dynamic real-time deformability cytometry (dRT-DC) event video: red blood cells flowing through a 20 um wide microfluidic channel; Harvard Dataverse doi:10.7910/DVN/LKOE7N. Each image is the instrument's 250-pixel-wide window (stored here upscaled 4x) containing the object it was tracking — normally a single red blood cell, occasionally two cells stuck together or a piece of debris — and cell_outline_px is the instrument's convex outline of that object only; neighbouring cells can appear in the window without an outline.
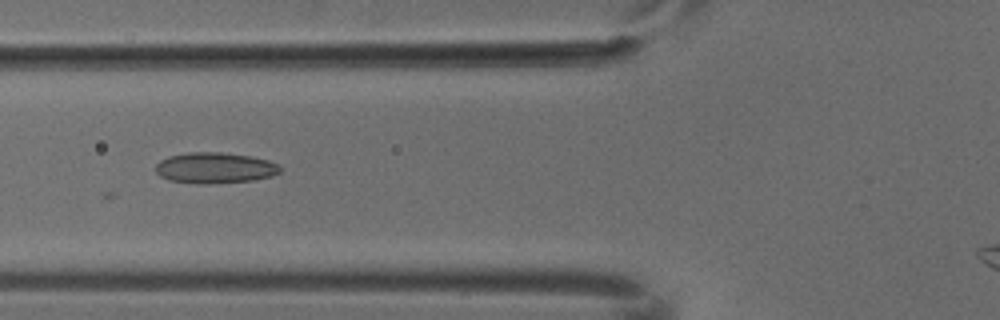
{"species": "common noctule bat (a hibernating species)", "species_latin": "Nyctalus noctula", "temperature_condition": "cold", "stored_images_in_passage": 5, "camera_frame_rate_fps": 3000, "um_per_image_px": 0.085, "animal": {"sex": "male", "body_mass_g": 18.8}, "frame": {"image": 1, "passage_image": 2, "time_ms": 0.333, "image_size_px": [1000, 320], "cell_outline_px": [[280, 172], [272, 176], [252, 180], [208, 184], [196, 184], [168, 180], [160, 176], [156, 172], [156, 164], [160, 160], [168, 156], [188, 152], [220, 152], [248, 156], [268, 160], [280, 164]], "centroid_in_image_um": [18.24, 14.27], "position_along_channel_um": 107.6, "area_um2": 22.48}}
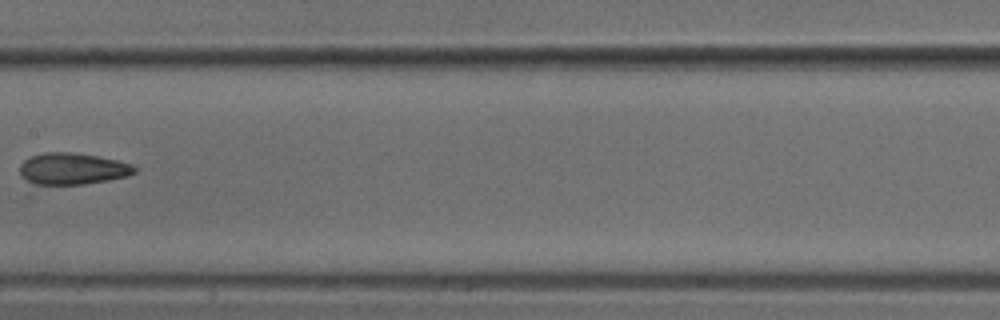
{"frame": {"image": 2, "passage_image": 4, "time_ms": 1.0, "image_size_px": [1000, 320], "cell_outline_px": [[136, 172], [128, 176], [108, 180], [84, 184], [36, 188], [20, 176], [20, 164], [24, 160], [32, 156], [44, 152], [72, 152], [100, 156], [132, 164], [136, 168]], "centroid_in_image_um": [6.08, 14.39], "position_along_channel_um": 201.3, "area_um2": 22.02}}
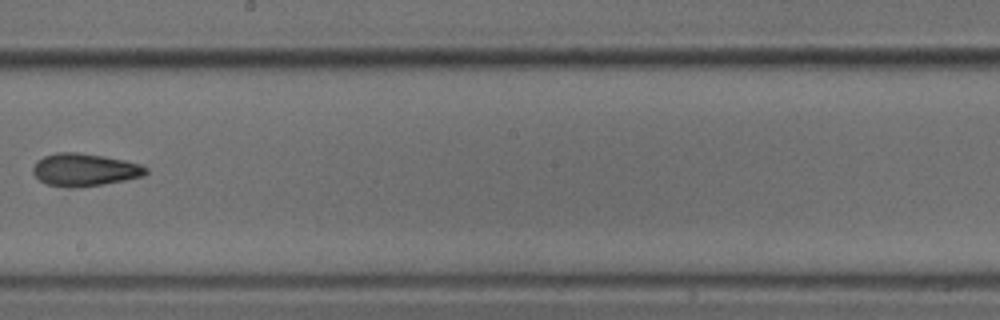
{"frame": {"image": 3, "passage_image": 5, "time_ms": 1.333, "image_size_px": [1000, 320], "cell_outline_px": [[148, 172], [144, 176], [124, 180], [100, 184], [72, 188], [64, 188], [48, 184], [40, 180], [32, 172], [32, 168], [36, 160], [44, 156], [56, 152], [76, 152], [104, 156], [124, 160], [140, 164], [148, 168]], "centroid_in_image_um": [7.17, 14.42], "position_along_channel_um": 241.0, "area_um2": 21.5}}